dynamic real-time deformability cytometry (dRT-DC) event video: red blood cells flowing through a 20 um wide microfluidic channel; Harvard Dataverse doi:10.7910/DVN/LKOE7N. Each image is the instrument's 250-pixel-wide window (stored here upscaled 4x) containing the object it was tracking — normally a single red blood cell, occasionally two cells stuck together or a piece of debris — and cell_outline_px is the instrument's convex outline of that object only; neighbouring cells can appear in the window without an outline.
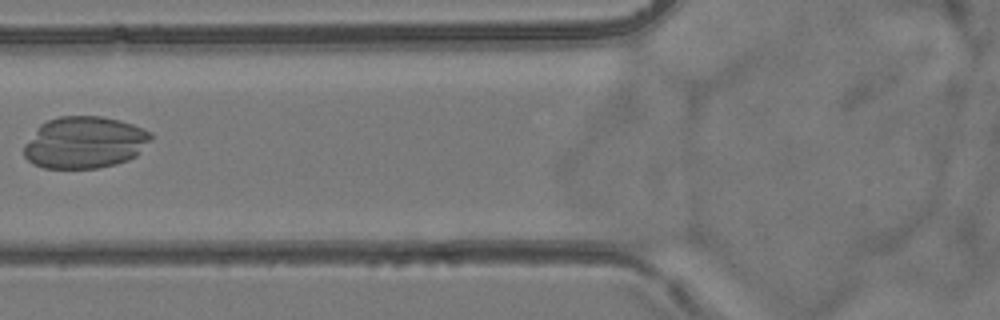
{"species": "common noctule bat (a hibernating species)", "species_latin": "Nyctalus noctula", "temperature_condition": "room temperature", "stored_images_in_passage": 6, "camera_frame_rate_fps": 3000, "um_per_image_px": 0.085, "animal": {"sex": "female", "body_mass_g": 24.6, "forearm_length_mm": 56.2}, "frame": {"image": 1, "passage_image": 6, "time_ms": 5.667, "image_size_px": [1000, 320], "cell_outline_px": [[152, 140], [136, 156], [128, 160], [116, 164], [96, 168], [44, 168], [32, 164], [24, 156], [24, 144], [36, 128], [40, 124], [48, 120], [60, 116], [100, 116], [120, 120], [132, 124], [152, 132]], "centroid_in_image_um": [7.2, 12.11], "position_along_channel_um": 118.6, "area_um2": 38.67}}